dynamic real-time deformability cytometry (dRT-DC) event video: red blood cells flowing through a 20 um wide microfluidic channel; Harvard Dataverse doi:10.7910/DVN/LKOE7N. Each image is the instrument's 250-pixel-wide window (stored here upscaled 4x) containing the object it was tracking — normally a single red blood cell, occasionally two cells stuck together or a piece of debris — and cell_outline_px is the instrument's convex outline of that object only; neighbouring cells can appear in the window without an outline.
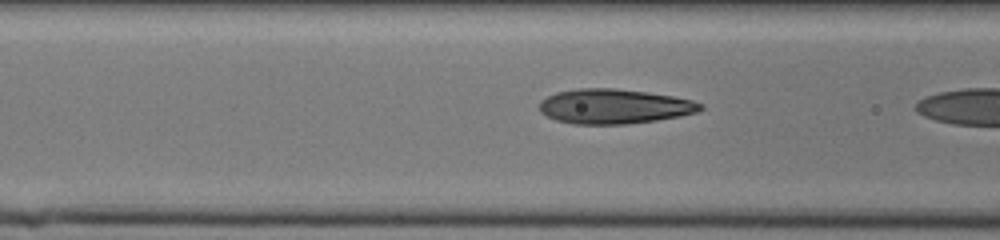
{"species": "human", "species_latin": "Homo sapiens", "temperature_condition": "cold", "stored_images_in_passage": 5, "camera_frame_rate_fps": 3000, "um_per_image_px": 0.085, "donor": {"sex": "male"}, "frame": {"image": 1, "passage_image": 4, "time_ms": 1.0, "image_size_px": [1000, 240], "cell_outline_px": [[700, 108], [692, 112], [676, 116], [652, 120], [616, 124], [584, 124], [560, 120], [548, 116], [540, 108], [540, 104], [548, 96], [560, 92], [588, 88], [604, 88], [640, 92], [668, 96], [688, 100], [700, 104]], "centroid_in_image_um": [52.14, 9.04], "position_along_channel_um": 114.5, "area_um2": 30.52}}